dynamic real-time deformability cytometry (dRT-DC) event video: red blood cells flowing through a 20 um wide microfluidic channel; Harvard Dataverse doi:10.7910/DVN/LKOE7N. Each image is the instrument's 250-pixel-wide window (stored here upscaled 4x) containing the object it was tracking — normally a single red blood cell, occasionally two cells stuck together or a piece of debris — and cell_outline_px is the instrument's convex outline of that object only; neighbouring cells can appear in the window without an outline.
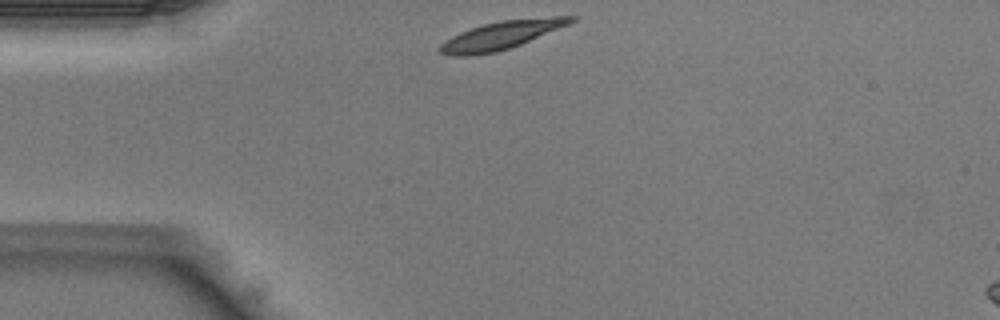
{"species": "Egyptian fruit bat (a non-hibernating species)", "species_latin": "Rousettus aegyptiacus", "temperature_condition": "warm", "stored_images_in_passage": 20, "camera_frame_rate_fps": 3000, "um_per_image_px": 0.085, "animal": {"sex": "male"}, "frame": {"image": 1, "passage_image": 1, "time_ms": 0.0, "image_size_px": [1000, 320], "cell_outline_px": [[576, 20], [568, 24], [520, 44], [496, 52], [468, 56], [452, 56], [440, 52], [436, 48], [444, 40], [460, 32], [484, 24], [500, 20], [552, 16], [576, 16]], "centroid_in_image_um": [42.55, 2.99], "position_along_channel_um": 42.4, "area_um2": 21.27}}
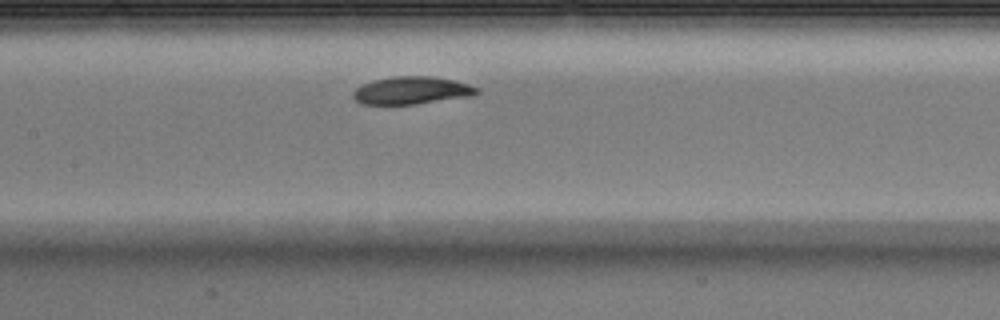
{"frame": {"image": 2, "passage_image": 11, "time_ms": 3.333, "image_size_px": [1000, 320], "cell_outline_px": [[480, 92], [468, 96], [416, 104], [360, 104], [352, 96], [352, 92], [356, 88], [372, 80], [392, 76], [432, 76], [456, 80], [480, 88]], "centroid_in_image_um": [34.98, 7.67], "position_along_channel_um": 172.4, "area_um2": 19.94}}
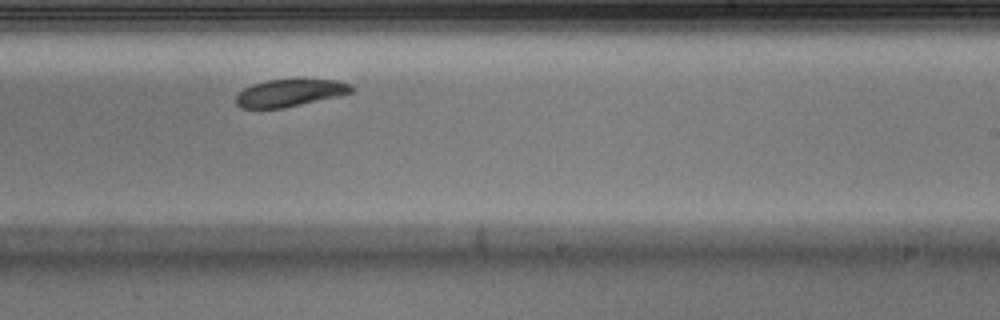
{"frame": {"image": 3, "passage_image": 17, "time_ms": 5.333, "image_size_px": [1000, 320], "cell_outline_px": [[352, 92], [340, 96], [284, 108], [240, 108], [236, 104], [236, 96], [244, 88], [252, 84], [268, 80], [300, 76], [336, 80], [348, 84], [352, 88]], "centroid_in_image_um": [24.65, 7.85], "position_along_channel_um": 264.3, "area_um2": 19.13}}